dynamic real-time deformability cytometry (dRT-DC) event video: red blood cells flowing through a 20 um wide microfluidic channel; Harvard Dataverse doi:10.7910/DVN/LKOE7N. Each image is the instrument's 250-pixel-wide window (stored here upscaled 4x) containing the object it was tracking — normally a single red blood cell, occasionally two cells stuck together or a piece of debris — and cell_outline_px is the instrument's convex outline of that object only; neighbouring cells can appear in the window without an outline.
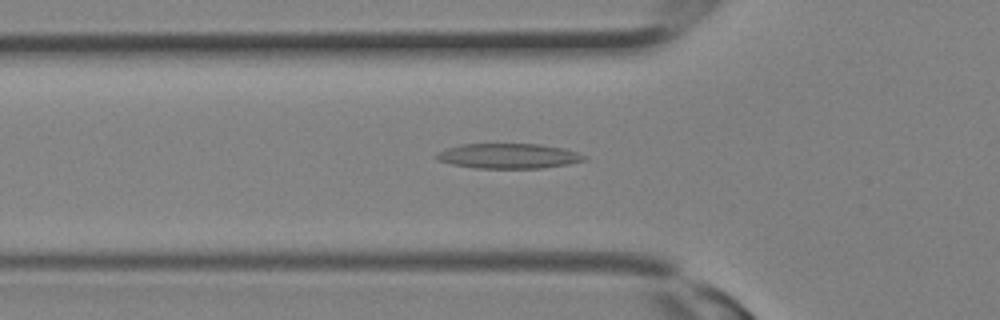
{"species": "Egyptian fruit bat (a non-hibernating species)", "species_latin": "Rousettus aegyptiacus", "temperature_condition": "room temperature", "stored_images_in_passage": 11, "camera_frame_rate_fps": 3000, "um_per_image_px": 0.085, "animal": {"sex": "female"}, "frame": {"image": 1, "passage_image": 5, "time_ms": 1.333, "image_size_px": [1000, 320], "cell_outline_px": [[588, 156], [584, 160], [568, 164], [540, 168], [476, 168], [452, 164], [436, 160], [436, 156], [440, 152], [448, 148], [460, 144], [540, 144], [564, 148]], "centroid_in_image_um": [43.24, 13.26], "position_along_channel_um": 82.6, "area_um2": 21.39}}
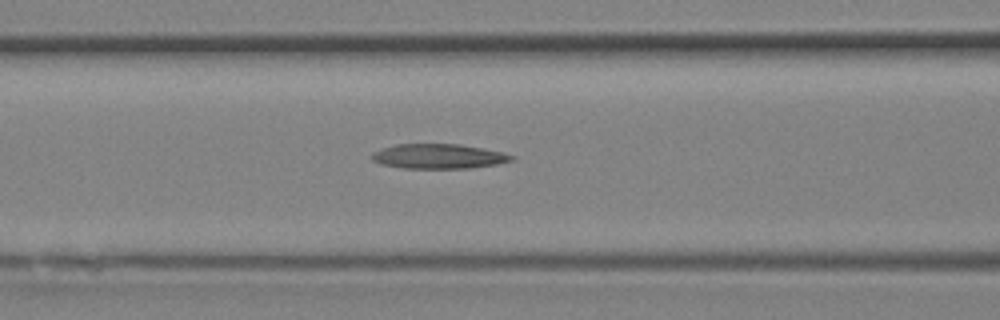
{"frame": {"image": 2, "passage_image": 7, "time_ms": 2.0, "image_size_px": [1000, 320], "cell_outline_px": [[516, 160], [496, 164], [472, 168], [404, 168], [380, 164], [372, 160], [372, 152], [380, 148], [396, 144], [460, 144], [484, 148], [504, 152], [516, 156]], "centroid_in_image_um": [37.31, 13.28], "position_along_channel_um": 129.3, "area_um2": 20.4}}
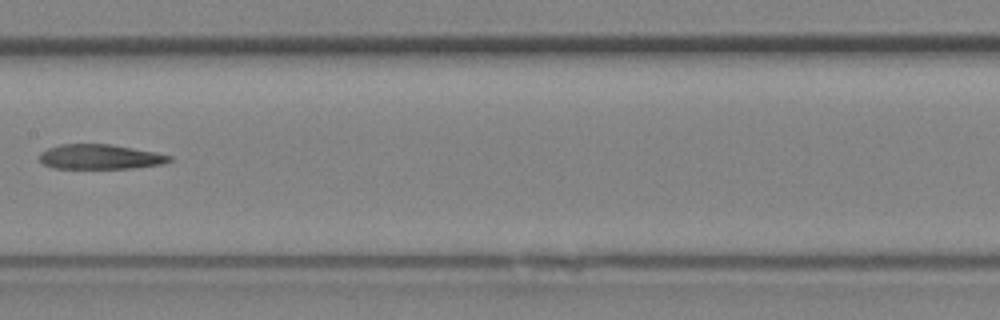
{"frame": {"image": 3, "passage_image": 10, "time_ms": 3.0, "image_size_px": [1000, 320], "cell_outline_px": [[172, 160], [160, 164], [132, 168], [52, 168], [44, 164], [36, 156], [40, 152], [48, 148], [60, 144], [112, 144], [156, 152], [172, 156]], "centroid_in_image_um": [8.46, 13.32], "position_along_channel_um": 198.9, "area_um2": 18.84}}